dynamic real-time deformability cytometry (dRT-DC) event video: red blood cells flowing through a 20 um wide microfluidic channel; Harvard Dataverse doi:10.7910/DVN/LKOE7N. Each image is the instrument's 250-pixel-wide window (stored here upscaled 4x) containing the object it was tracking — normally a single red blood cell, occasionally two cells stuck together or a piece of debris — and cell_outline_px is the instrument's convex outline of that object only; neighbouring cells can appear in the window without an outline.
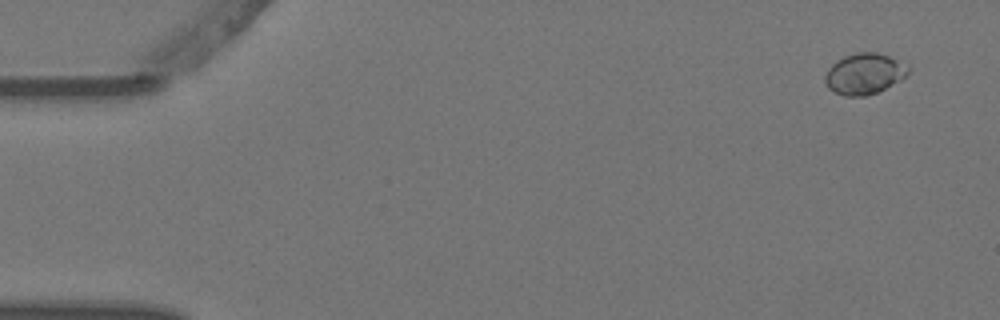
{"species": "Egyptian fruit bat (a non-hibernating species)", "species_latin": "Rousettus aegyptiacus", "temperature_condition": "warm", "stored_images_in_passage": 5, "camera_frame_rate_fps": 3000, "um_per_image_px": 0.085, "animal": {"sex": "female"}, "frame": {"image": 1, "passage_image": 1, "time_ms": 0.0, "image_size_px": [1000, 320], "cell_outline_px": [[912, 68], [900, 80], [868, 96], [844, 96], [828, 88], [824, 80], [824, 76], [828, 68], [836, 60], [844, 56], [856, 52], [876, 52], [888, 56], [908, 64]], "centroid_in_image_um": [73.46, 6.26], "position_along_channel_um": 11.5, "area_um2": 19.88}}
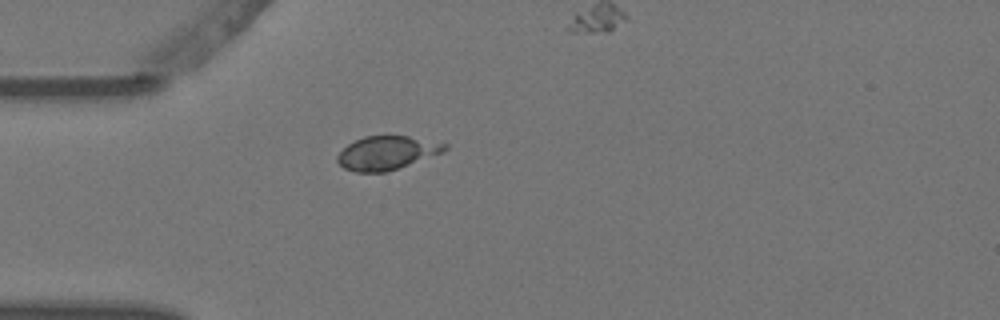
{"frame": {"image": 2, "passage_image": 4, "time_ms": 1.0, "image_size_px": [1000, 320], "cell_outline_px": [[448, 148], [444, 152], [384, 172], [356, 172], [344, 168], [336, 160], [336, 156], [348, 144], [364, 136], [408, 136], [448, 144]], "centroid_in_image_um": [32.86, 12.99], "position_along_channel_um": 52.1, "area_um2": 20.69}}